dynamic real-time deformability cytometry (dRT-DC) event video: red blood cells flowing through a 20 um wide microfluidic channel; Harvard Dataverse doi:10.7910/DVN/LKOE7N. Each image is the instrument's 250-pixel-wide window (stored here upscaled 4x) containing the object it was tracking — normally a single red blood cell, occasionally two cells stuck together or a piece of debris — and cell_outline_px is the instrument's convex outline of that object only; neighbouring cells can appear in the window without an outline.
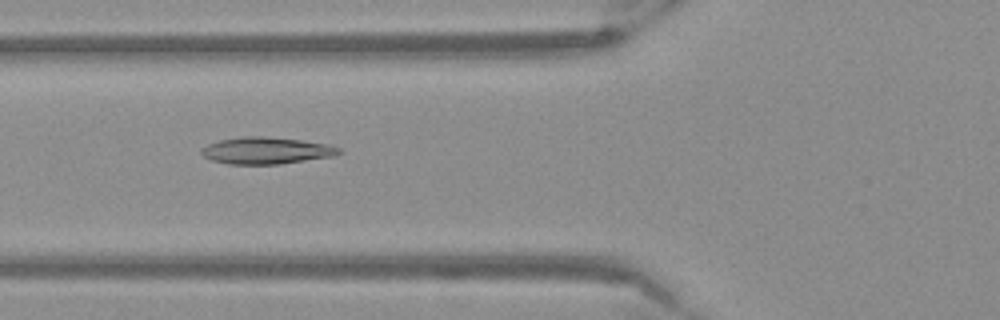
{"species": "Egyptian fruit bat (a non-hibernating species)", "species_latin": "Rousettus aegyptiacus", "temperature_condition": "warm", "stored_images_in_passage": 37, "camera_frame_rate_fps": 3000, "um_per_image_px": 0.085, "frame": {"image": 1, "passage_image": 4, "time_ms": 1.0, "image_size_px": [1000, 320], "cell_outline_px": [[340, 152], [332, 156], [280, 164], [228, 164], [212, 160], [204, 156], [200, 152], [200, 148], [208, 144], [220, 140], [244, 136], [260, 136], [300, 140], [328, 144], [340, 148]], "centroid_in_image_um": [22.59, 12.8], "position_along_channel_um": 103.2, "area_um2": 21.27}}
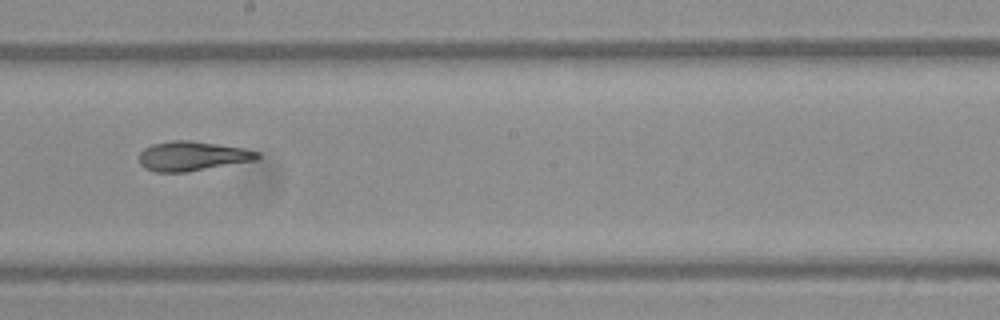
{"frame": {"image": 2, "passage_image": 14, "time_ms": 4.333, "image_size_px": [1000, 320], "cell_outline_px": [[260, 156], [256, 160], [184, 172], [156, 172], [144, 168], [140, 164], [140, 152], [144, 148], [152, 144], [172, 140], [192, 140], [244, 148], [260, 152]], "centroid_in_image_um": [16.34, 13.25], "position_along_channel_um": 231.9, "area_um2": 20.29}}
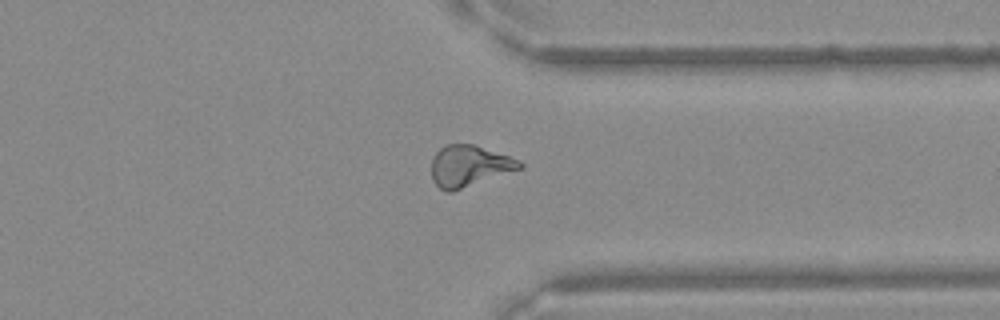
{"frame": {"image": 3, "passage_image": 25, "time_ms": 8.0, "image_size_px": [1000, 320], "cell_outline_px": [[524, 168], [452, 192], [448, 192], [440, 188], [432, 180], [432, 160], [436, 152], [444, 144], [472, 144], [520, 160], [524, 164]], "centroid_in_image_um": [39.89, 14.12], "position_along_channel_um": 371.5, "area_um2": 21.21}}